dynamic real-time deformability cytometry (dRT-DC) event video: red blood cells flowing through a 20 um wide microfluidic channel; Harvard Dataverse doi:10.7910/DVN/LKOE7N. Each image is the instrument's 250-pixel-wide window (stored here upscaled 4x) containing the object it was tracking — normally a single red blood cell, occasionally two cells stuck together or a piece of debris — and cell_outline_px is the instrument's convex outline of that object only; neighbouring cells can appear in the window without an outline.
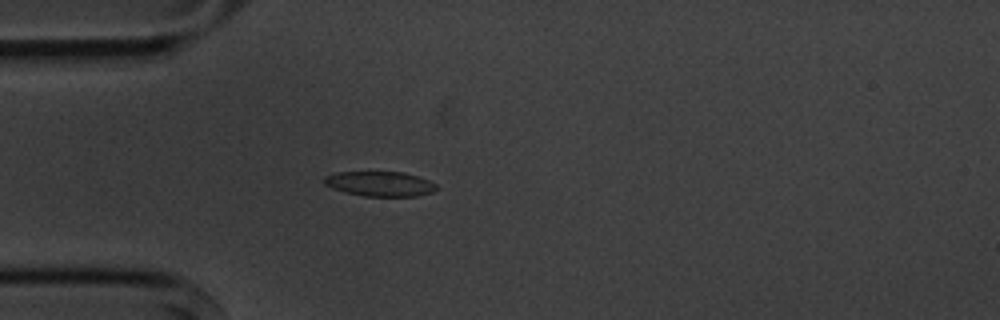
{"species": "common noctule bat (a hibernating species)", "species_latin": "Nyctalus noctula", "temperature_condition": "cold", "stored_images_in_passage": 3, "camera_frame_rate_fps": 3000, "um_per_image_px": 0.085, "animal": {"sex": "male", "body_mass_g": 20.1, "forearm_length_mm": 53.5}, "frame": {"image": 1, "passage_image": 3, "time_ms": 3.0, "image_size_px": [1000, 320], "cell_outline_px": [[436, 188], [432, 192], [416, 196], [364, 196], [344, 192], [332, 188], [324, 184], [324, 176], [336, 172], [404, 172], [428, 180], [436, 184]], "centroid_in_image_um": [32.26, 15.62], "position_along_channel_um": 52.7, "area_um2": 16.18}}